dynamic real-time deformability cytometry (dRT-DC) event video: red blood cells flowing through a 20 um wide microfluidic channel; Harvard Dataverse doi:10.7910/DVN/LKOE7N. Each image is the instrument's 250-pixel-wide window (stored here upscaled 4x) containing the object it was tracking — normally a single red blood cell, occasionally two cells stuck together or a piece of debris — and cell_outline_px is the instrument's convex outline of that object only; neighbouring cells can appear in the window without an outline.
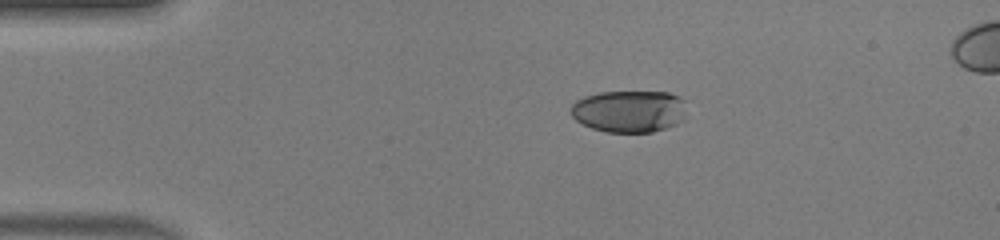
{"species": "human", "species_latin": "Homo sapiens", "temperature_condition": "warm", "stored_images_in_passage": 41, "camera_frame_rate_fps": 3000, "um_per_image_px": 0.085, "donor": {"sex": "male"}, "frame": {"image": 1, "passage_image": 1, "time_ms": 0.0, "image_size_px": [1000, 240], "cell_outline_px": [[684, 120], [676, 124], [652, 132], [608, 132], [592, 128], [576, 120], [572, 116], [572, 104], [576, 100], [584, 96], [600, 92], [668, 92], [680, 96], [684, 100]], "centroid_in_image_um": [53.49, 9.45], "position_along_channel_um": 31.5, "area_um2": 28.32}}
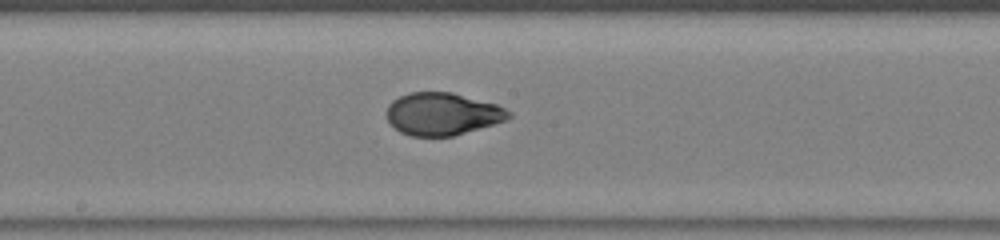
{"frame": {"image": 2, "passage_image": 18, "time_ms": 5.667, "image_size_px": [1000, 240], "cell_outline_px": [[512, 116], [504, 120], [492, 124], [452, 136], [412, 136], [400, 132], [388, 120], [388, 104], [392, 100], [408, 92], [452, 92], [496, 104], [512, 112]], "centroid_in_image_um": [37.59, 9.67], "position_along_channel_um": 210.6, "area_um2": 29.88}}
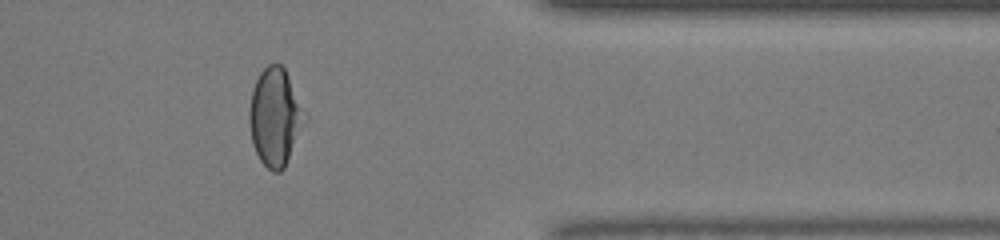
{"frame": {"image": 3, "passage_image": 32, "time_ms": 10.333, "image_size_px": [1000, 240], "cell_outline_px": [[308, 120], [284, 168], [280, 172], [272, 172], [260, 160], [252, 144], [248, 120], [248, 112], [252, 92], [256, 80], [260, 72], [268, 64], [280, 64], [284, 68], [288, 76]], "centroid_in_image_um": [23.38, 9.98], "position_along_channel_um": 388.0, "area_um2": 31.56}, "authors_computed_cell_mechanics": {"area_um2": 30.7496, "velocity_mm_per_s": 4.1633, "shape_relaxation_time_tau1_ms": 7.4236, "shape_relaxation_time_tau2_ms": null, "deformation_change_tau1": 0.2842, "deformation_change_tau2": null}}